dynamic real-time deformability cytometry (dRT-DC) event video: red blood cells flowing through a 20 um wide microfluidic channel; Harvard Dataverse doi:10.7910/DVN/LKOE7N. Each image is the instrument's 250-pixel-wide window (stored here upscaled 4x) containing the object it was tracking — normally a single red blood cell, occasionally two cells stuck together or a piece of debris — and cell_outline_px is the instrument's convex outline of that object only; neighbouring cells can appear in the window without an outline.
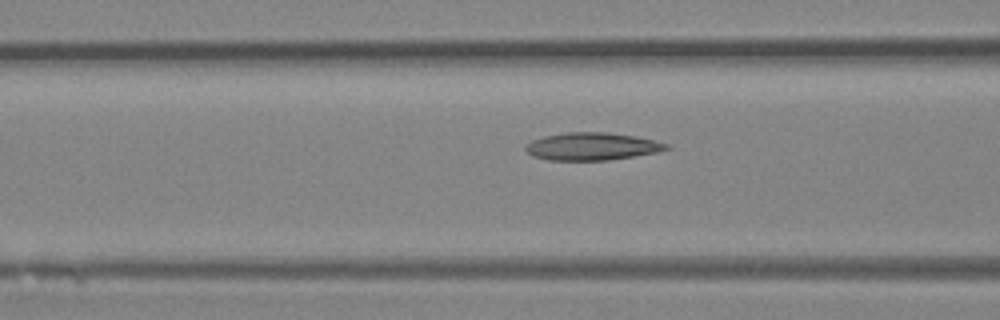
{"species": "Egyptian fruit bat (a non-hibernating species)", "species_latin": "Rousettus aegyptiacus", "temperature_condition": "room temperature", "stored_images_in_passage": 6, "camera_frame_rate_fps": 3000, "um_per_image_px": 0.085, "animal": {"sex": "female"}, "frame": {"image": 1, "passage_image": 4, "time_ms": 1.0, "image_size_px": [1000, 320], "cell_outline_px": [[672, 148], [656, 152], [608, 160], [548, 160], [532, 156], [524, 148], [532, 140], [544, 136], [564, 132], [608, 132], [632, 136], [652, 140], [668, 144]], "centroid_in_image_um": [50.28, 12.44], "position_along_channel_um": 116.3, "area_um2": 22.43}}